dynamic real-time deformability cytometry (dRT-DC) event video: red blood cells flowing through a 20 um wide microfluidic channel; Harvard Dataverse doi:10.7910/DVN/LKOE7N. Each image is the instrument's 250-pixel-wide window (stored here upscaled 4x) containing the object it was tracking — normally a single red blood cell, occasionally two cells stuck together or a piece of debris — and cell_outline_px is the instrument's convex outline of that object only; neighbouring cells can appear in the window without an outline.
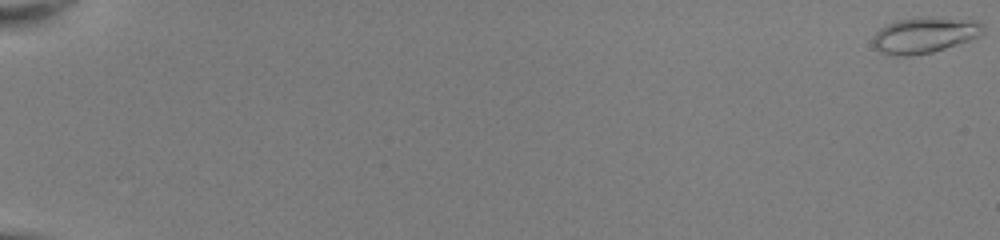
{"species": "common noctule bat (a hibernating species)", "species_latin": "Nyctalus noctula", "temperature_condition": "room temperature", "stored_images_in_passage": 51, "camera_frame_rate_fps": 3000, "um_per_image_px": 0.085, "animal": {"sex": "female", "body_mass_g": 22.0, "forearm_length_mm": 56.7}, "frame": {"image": 1, "passage_image": 1, "time_ms": 0.0, "image_size_px": [1000, 240], "cell_outline_px": [[984, 36], [932, 52], [912, 56], [888, 56], [880, 52], [872, 44], [872, 40], [876, 32], [880, 28], [896, 20], [916, 16], [968, 16], [984, 24]], "centroid_in_image_um": [78.68, 2.94], "position_along_channel_um": 6.3, "area_um2": 24.33}}
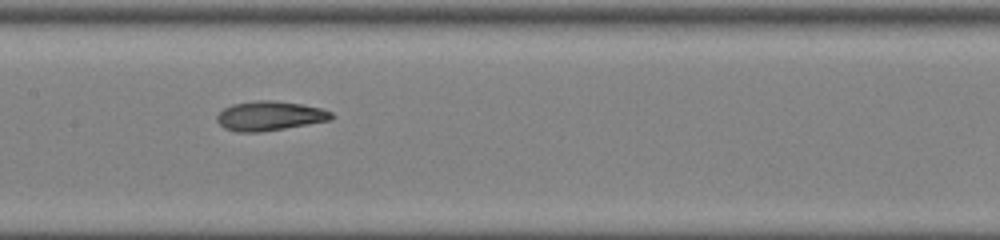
{"frame": {"image": 2, "passage_image": 30, "time_ms": 9.667, "image_size_px": [1000, 240], "cell_outline_px": [[332, 120], [284, 128], [256, 132], [236, 132], [224, 128], [216, 120], [216, 116], [224, 108], [232, 104], [256, 100], [276, 100], [300, 104], [320, 108], [332, 112]], "centroid_in_image_um": [22.9, 9.84], "position_along_channel_um": 184.5, "area_um2": 19.54}}
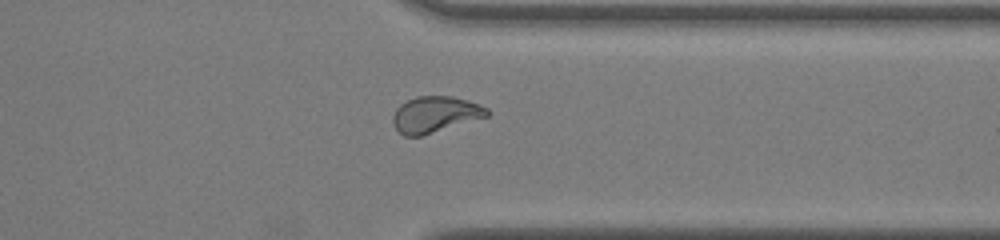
{"frame": {"image": 3, "passage_image": 44, "time_ms": 14.333, "image_size_px": [1000, 240], "cell_outline_px": [[488, 116], [420, 136], [404, 136], [396, 128], [392, 120], [392, 116], [396, 108], [400, 104], [416, 96], [452, 96], [468, 100], [480, 104], [488, 108]], "centroid_in_image_um": [36.98, 9.71], "position_along_channel_um": 374.4, "area_um2": 19.71}}